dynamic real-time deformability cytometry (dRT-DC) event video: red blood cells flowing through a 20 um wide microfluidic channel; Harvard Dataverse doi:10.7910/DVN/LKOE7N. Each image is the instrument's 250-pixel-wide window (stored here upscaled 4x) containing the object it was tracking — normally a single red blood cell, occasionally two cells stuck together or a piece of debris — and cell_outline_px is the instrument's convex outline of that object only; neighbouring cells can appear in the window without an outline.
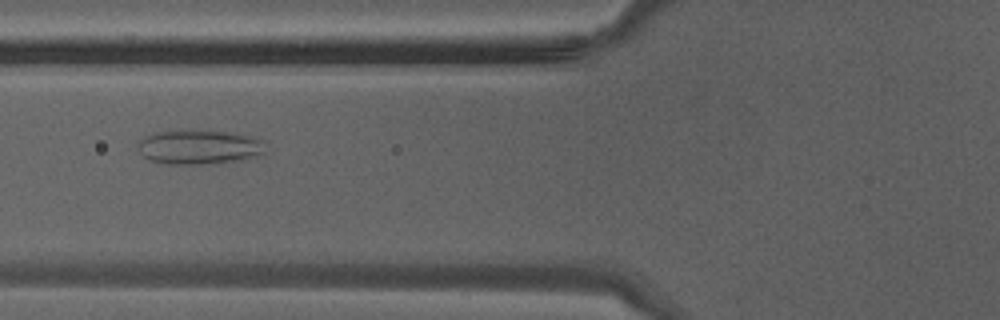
{"species": "Egyptian fruit bat (a non-hibernating species)", "species_latin": "Rousettus aegyptiacus", "temperature_condition": "warm", "stored_images_in_passage": 25, "camera_frame_rate_fps": 3000, "um_per_image_px": 0.085, "animal": {"sex": "male"}, "frame": {"image": 1, "passage_image": 4, "time_ms": 1.0, "image_size_px": [1000, 320], "cell_outline_px": [[264, 152], [240, 160], [200, 164], [164, 164], [148, 160], [136, 148], [136, 144], [144, 136], [156, 132], [228, 132], [252, 136], [260, 140]], "centroid_in_image_um": [16.82, 12.52], "position_along_channel_um": 109.0, "area_um2": 24.8}}